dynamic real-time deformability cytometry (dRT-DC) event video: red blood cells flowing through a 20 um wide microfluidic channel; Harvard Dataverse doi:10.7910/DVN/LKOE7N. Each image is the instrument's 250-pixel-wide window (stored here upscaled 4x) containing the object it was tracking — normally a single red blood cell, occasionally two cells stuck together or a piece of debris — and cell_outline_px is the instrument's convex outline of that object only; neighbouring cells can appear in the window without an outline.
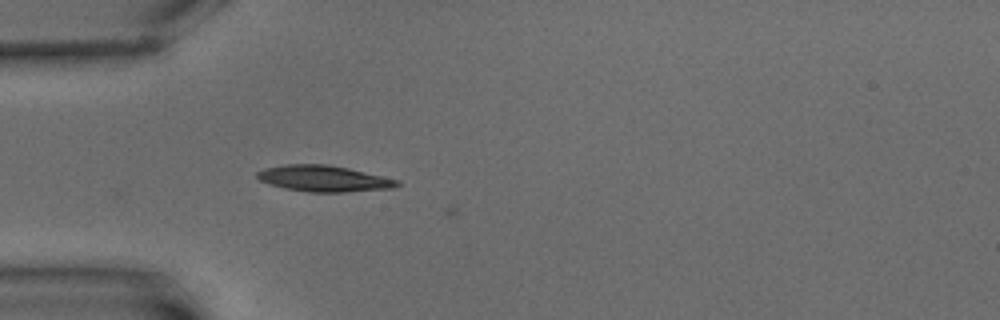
{"species": "common noctule bat (a hibernating species)", "species_latin": "Nyctalus noctula", "temperature_condition": "warm", "stored_images_in_passage": 2, "camera_frame_rate_fps": 3000, "um_per_image_px": 0.085, "animal": {"sex": "male", "body_mass_g": 15.6}, "frame": {"image": 1, "passage_image": 2, "time_ms": 1.0, "image_size_px": [1000, 320], "cell_outline_px": [[400, 184], [392, 188], [344, 192], [308, 192], [284, 188], [268, 184], [260, 180], [256, 176], [256, 172], [264, 168], [284, 164], [328, 164], [348, 168], [400, 180]], "centroid_in_image_um": [27.49, 15.17], "position_along_channel_um": 57.5, "area_um2": 21.39}}